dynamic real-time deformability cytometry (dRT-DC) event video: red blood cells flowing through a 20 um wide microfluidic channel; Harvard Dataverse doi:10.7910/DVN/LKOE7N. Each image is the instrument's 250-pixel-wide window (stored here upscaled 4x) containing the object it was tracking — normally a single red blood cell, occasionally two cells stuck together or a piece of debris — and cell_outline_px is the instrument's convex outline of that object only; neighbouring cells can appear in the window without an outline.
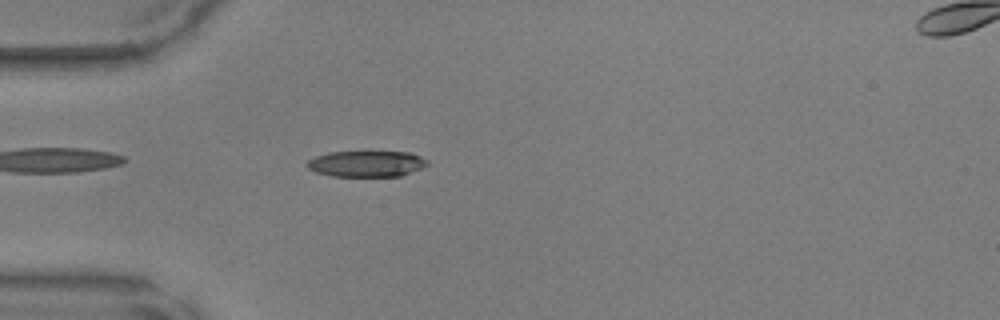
{"species": "common noctule bat (a hibernating species)", "species_latin": "Nyctalus noctula", "temperature_condition": "warm", "stored_images_in_passage": 39, "camera_frame_rate_fps": 3000, "um_per_image_px": 0.085, "animal": {"sex": "male", "body_mass_g": 17.9, "forearm_length_mm": 54.2}, "frame": {"image": 1, "passage_image": 5, "time_ms": 1.333, "image_size_px": [1000, 320], "cell_outline_px": [[428, 164], [420, 168], [400, 176], [332, 176], [316, 172], [308, 168], [304, 164], [308, 160], [316, 156], [328, 152], [408, 152], [420, 156], [428, 160]], "centroid_in_image_um": [31.11, 13.92], "position_along_channel_um": 53.9, "area_um2": 18.15}}
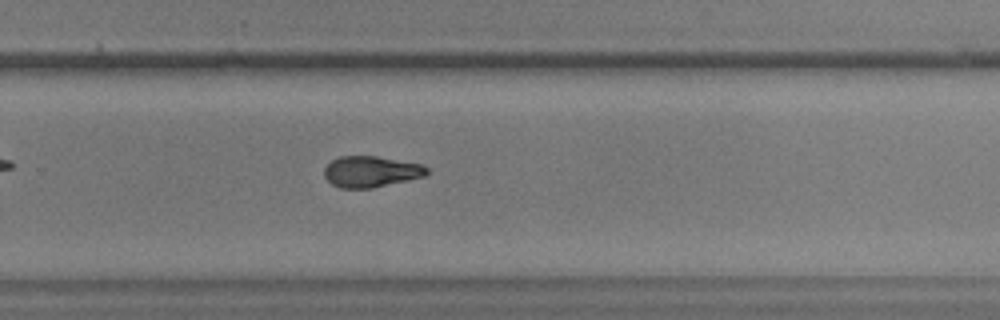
{"frame": {"image": 2, "passage_image": 23, "time_ms": 7.333, "image_size_px": [1000, 320], "cell_outline_px": [[428, 172], [424, 176], [408, 180], [372, 188], [340, 188], [332, 184], [324, 176], [324, 168], [332, 160], [340, 156], [376, 156], [424, 164], [428, 168]], "centroid_in_image_um": [31.54, 14.58], "position_along_channel_um": 298.3, "area_um2": 18.61}}
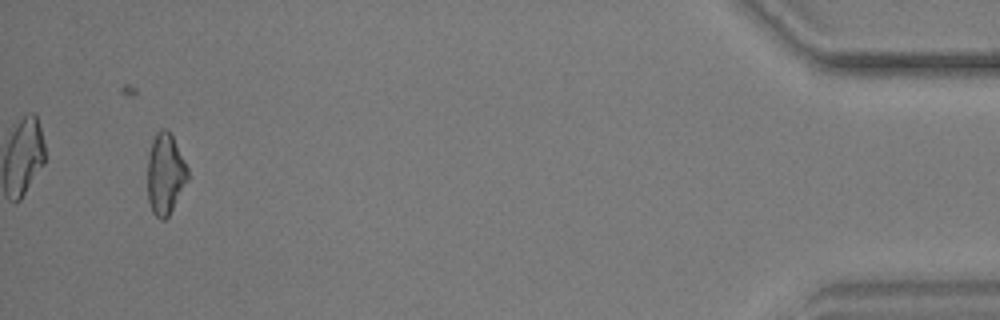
{"frame": {"image": 3, "passage_image": 37, "time_ms": 12.0, "image_size_px": [1000, 320], "cell_outline_px": [[188, 180], [168, 216], [164, 220], [160, 220], [152, 212], [148, 200], [148, 156], [152, 140], [156, 132], [164, 128], [168, 128], [188, 168]], "centroid_in_image_um": [14.04, 14.78], "position_along_channel_um": 421.2, "area_um2": 18.9}}